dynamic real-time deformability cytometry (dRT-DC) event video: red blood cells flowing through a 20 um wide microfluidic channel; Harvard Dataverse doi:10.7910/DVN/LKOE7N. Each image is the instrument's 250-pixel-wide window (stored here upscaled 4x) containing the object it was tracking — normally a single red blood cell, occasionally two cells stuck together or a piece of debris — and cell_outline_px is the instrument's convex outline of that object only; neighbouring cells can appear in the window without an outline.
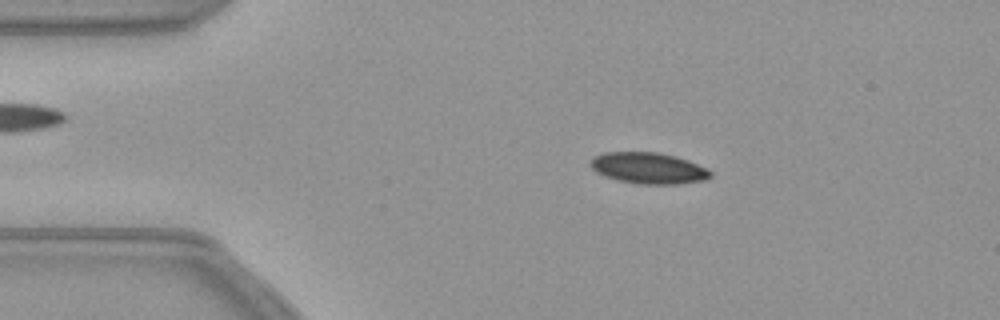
{"species": "common noctule bat (a hibernating species)", "species_latin": "Nyctalus noctula", "temperature_condition": "warm", "stored_images_in_passage": 54, "camera_frame_rate_fps": 3000, "um_per_image_px": 0.085, "animal": {"sex": "female", "body_mass_g": 21.9}, "frame": {"image": 1, "passage_image": 9, "time_ms": 2.667, "image_size_px": [1000, 320], "cell_outline_px": [[712, 176], [704, 180], [676, 184], [636, 184], [604, 176], [596, 172], [588, 164], [592, 156], [604, 152], [660, 152], [676, 156], [688, 160], [708, 168], [712, 172]], "centroid_in_image_um": [55.11, 14.28], "position_along_channel_um": 29.9, "area_um2": 22.08}}
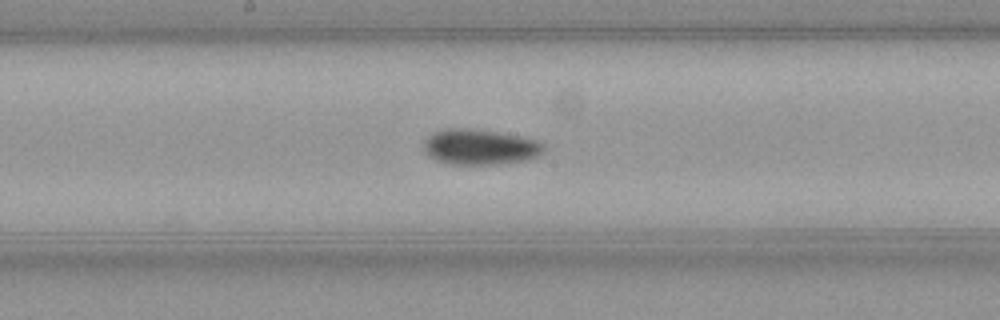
{"frame": {"image": 2, "passage_image": 27, "time_ms": 8.667, "image_size_px": [1000, 320], "cell_outline_px": [[544, 152], [540, 156], [528, 160], [500, 164], [448, 164], [436, 160], [428, 156], [424, 152], [424, 140], [432, 132], [444, 128], [468, 128], [496, 132], [536, 140], [544, 144]], "centroid_in_image_um": [40.77, 12.5], "position_along_channel_um": 207.4, "area_um2": 25.03}}
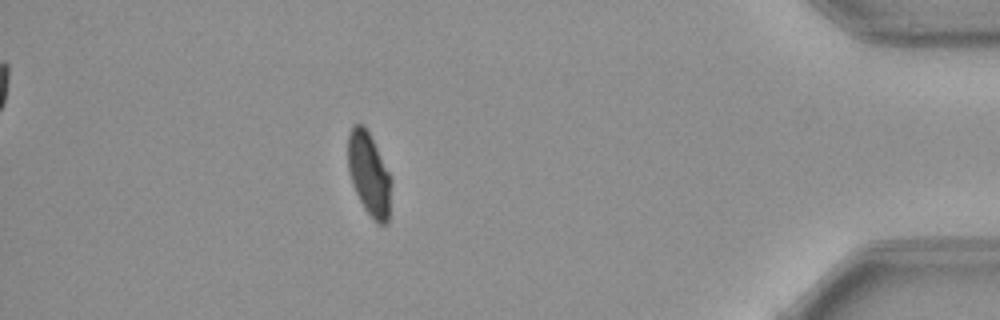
{"frame": {"image": 3, "passage_image": 47, "time_ms": 15.333, "image_size_px": [1000, 320], "cell_outline_px": [[392, 180], [388, 224], [376, 224], [364, 208], [352, 184], [348, 172], [348, 132], [352, 124], [360, 124], [368, 132]], "centroid_in_image_um": [31.36, 14.85], "position_along_channel_um": 403.8, "area_um2": 20.81}}